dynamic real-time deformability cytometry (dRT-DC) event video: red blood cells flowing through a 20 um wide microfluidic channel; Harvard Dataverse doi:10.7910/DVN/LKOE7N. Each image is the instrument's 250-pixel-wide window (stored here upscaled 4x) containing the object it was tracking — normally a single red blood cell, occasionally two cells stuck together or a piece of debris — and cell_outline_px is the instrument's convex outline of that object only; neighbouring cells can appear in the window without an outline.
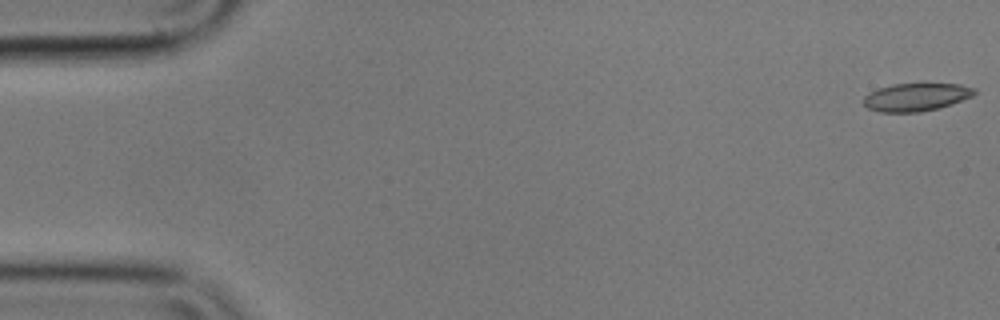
{"species": "common noctule bat (a hibernating species)", "species_latin": "Nyctalus noctula", "temperature_condition": "cold", "stored_images_in_passage": 56, "camera_frame_rate_fps": 3000, "um_per_image_px": 0.085, "animal": {"sex": "male", "body_mass_g": 17.9}, "frame": {"image": 1, "passage_image": 1, "time_ms": 0.0, "image_size_px": [1000, 320], "cell_outline_px": [[976, 92], [972, 96], [952, 104], [940, 108], [920, 112], [880, 112], [868, 108], [864, 104], [864, 96], [880, 88], [892, 84], [960, 84], [976, 88]], "centroid_in_image_um": [77.9, 8.26], "position_along_channel_um": 7.1, "area_um2": 17.92}}
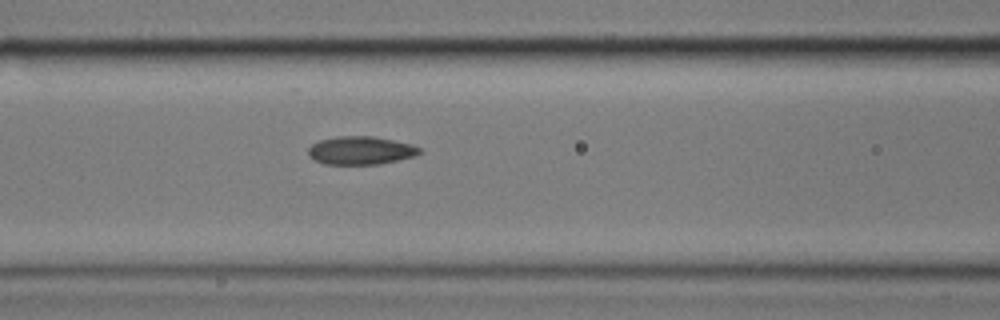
{"frame": {"image": 2, "passage_image": 23, "time_ms": 7.333, "image_size_px": [1000, 320], "cell_outline_px": [[424, 152], [412, 156], [396, 160], [376, 164], [324, 164], [308, 156], [308, 148], [312, 144], [320, 140], [336, 136], [372, 136], [412, 144], [420, 148]], "centroid_in_image_um": [30.64, 12.78], "position_along_channel_um": 136.0, "area_um2": 18.15}}
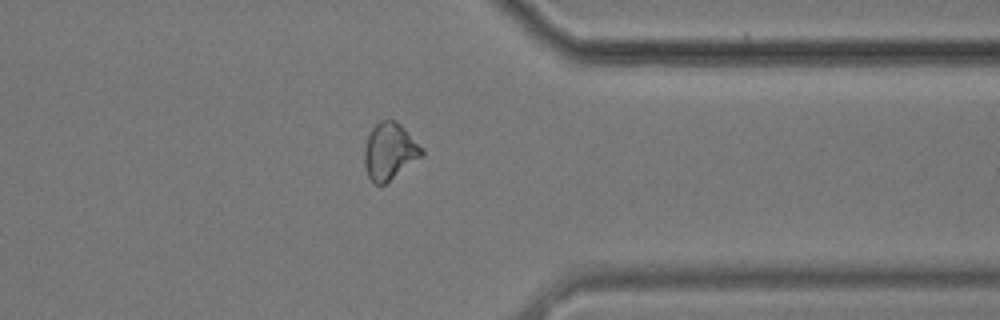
{"frame": {"image": 3, "passage_image": 44, "time_ms": 14.333, "image_size_px": [1000, 320], "cell_outline_px": [[424, 156], [384, 184], [376, 184], [368, 176], [364, 164], [364, 148], [368, 136], [372, 128], [380, 120], [396, 120], [424, 148]], "centroid_in_image_um": [33.14, 12.85], "position_along_channel_um": 378.3, "area_um2": 19.02}, "authors_computed_cell_mechanics": {"area_um2": 18.6116, "velocity_mm_per_s": 3.5669, "shape_relaxation_time_tau1_ms": null, "shape_relaxation_time_tau2_ms": 3.2615, "deformation_change_tau1": null, "deformation_change_tau2": 0.0791}}